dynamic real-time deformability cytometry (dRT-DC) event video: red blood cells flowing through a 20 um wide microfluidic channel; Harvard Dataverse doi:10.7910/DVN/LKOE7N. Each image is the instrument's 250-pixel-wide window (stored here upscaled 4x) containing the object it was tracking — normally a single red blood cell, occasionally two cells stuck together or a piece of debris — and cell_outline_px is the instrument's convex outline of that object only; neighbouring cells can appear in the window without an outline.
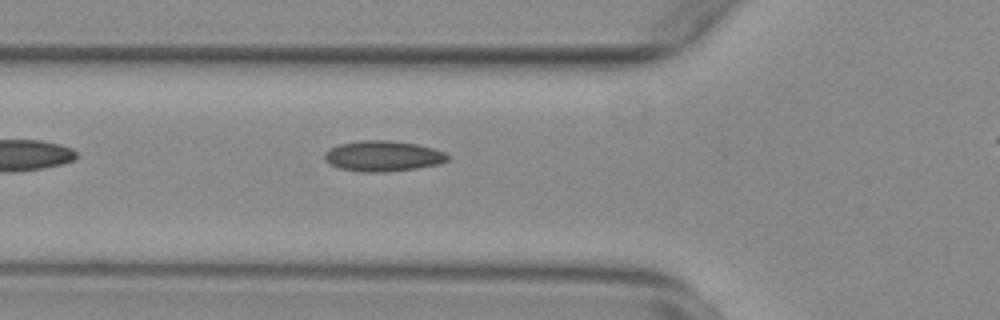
{"species": "common noctule bat (a hibernating species)", "species_latin": "Nyctalus noctula", "temperature_condition": "warm", "stored_images_in_passage": 32, "camera_frame_rate_fps": 3000, "um_per_image_px": 0.085, "animal": {"sex": "female", "body_mass_g": 29.2, "forearm_length_mm": 56.3}, "frame": {"image": 1, "passage_image": 3, "time_ms": 0.667, "image_size_px": [1000, 320], "cell_outline_px": [[452, 156], [448, 160], [440, 164], [416, 168], [384, 172], [360, 172], [340, 168], [324, 160], [324, 152], [328, 148], [340, 144], [360, 140], [388, 140], [416, 144], [432, 148], [444, 152]], "centroid_in_image_um": [32.55, 13.26], "position_along_channel_um": 93.2, "area_um2": 22.02}}
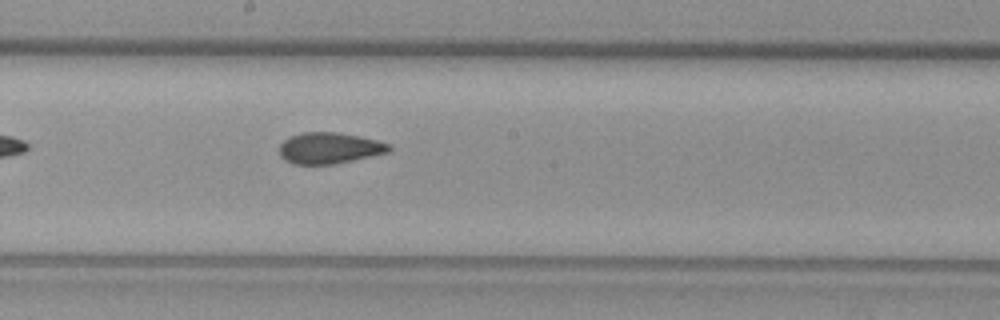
{"frame": {"image": 2, "passage_image": 13, "time_ms": 4.0, "image_size_px": [1000, 320], "cell_outline_px": [[392, 148], [388, 152], [352, 160], [332, 164], [296, 164], [284, 160], [280, 156], [280, 144], [288, 136], [300, 132], [336, 132], [360, 136], [392, 144]], "centroid_in_image_um": [27.98, 12.57], "position_along_channel_um": 220.2, "area_um2": 19.94}}
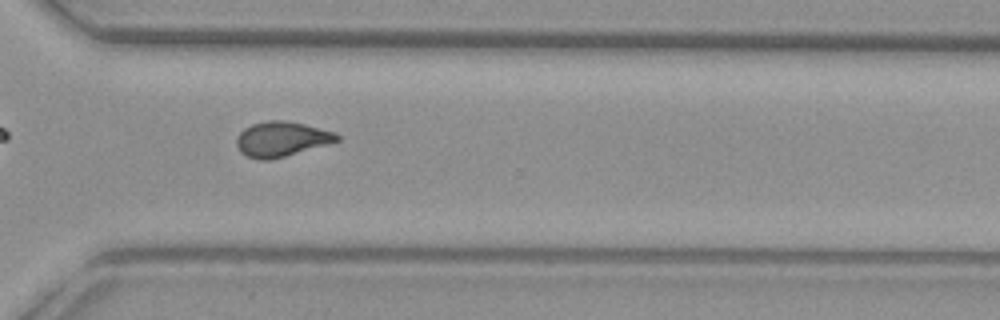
{"frame": {"image": 3, "passage_image": 23, "time_ms": 7.333, "image_size_px": [1000, 320], "cell_outline_px": [[340, 140], [332, 144], [268, 160], [260, 160], [248, 156], [240, 152], [236, 144], [236, 136], [244, 128], [252, 124], [268, 120], [284, 120], [304, 124], [336, 132], [340, 136]], "centroid_in_image_um": [23.96, 11.82], "position_along_channel_um": 346.6, "area_um2": 20.63}, "authors_computed_cell_mechanics": {"area_um2": 20.2878, "velocity_mm_per_s": 3.7966, "shape_relaxation_time_tau1_ms": null, "shape_relaxation_time_tau2_ms": 1.4894, "deformation_change_tau1": null, "deformation_change_tau2": 0.062}}